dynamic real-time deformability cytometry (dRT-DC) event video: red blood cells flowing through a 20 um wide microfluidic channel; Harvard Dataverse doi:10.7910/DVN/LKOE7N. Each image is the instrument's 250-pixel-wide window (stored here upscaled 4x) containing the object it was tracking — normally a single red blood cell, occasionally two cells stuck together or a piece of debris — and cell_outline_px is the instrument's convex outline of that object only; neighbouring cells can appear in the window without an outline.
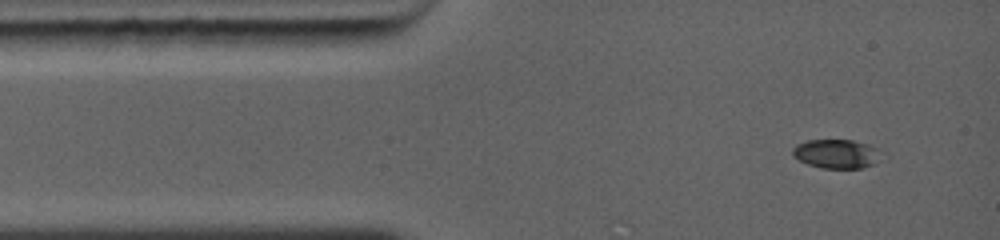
{"species": "common noctule bat (a hibernating species)", "species_latin": "Nyctalus noctula", "temperature_condition": "warm", "stored_images_in_passage": 4, "camera_frame_rate_fps": 5000, "um_per_image_px": 0.085, "animal": {"sex": "female", "body_mass_g": 19.0, "forearm_length_mm": 56.7}, "frame": {"image": 1, "passage_image": 1, "time_ms": 0.0, "image_size_px": [1000, 240], "cell_outline_px": [[888, 156], [876, 164], [864, 168], [820, 168], [808, 164], [792, 156], [792, 148], [796, 144], [808, 140], [852, 140], [868, 144], [888, 152]], "centroid_in_image_um": [71.25, 13.08], "position_along_channel_um": 13.8, "area_um2": 15.72}}
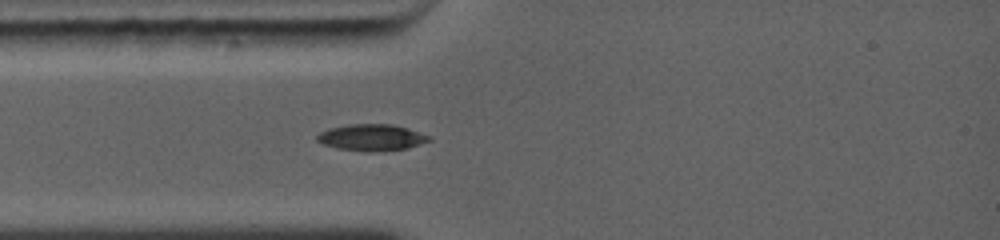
{"frame": {"image": 2, "passage_image": 4, "time_ms": 2.0, "image_size_px": [1000, 240], "cell_outline_px": [[432, 140], [408, 148], [376, 152], [364, 152], [336, 148], [324, 144], [316, 140], [316, 136], [320, 132], [328, 128], [352, 124], [392, 124], [428, 136]], "centroid_in_image_um": [31.53, 11.7], "position_along_channel_um": 53.5, "area_um2": 17.17}}